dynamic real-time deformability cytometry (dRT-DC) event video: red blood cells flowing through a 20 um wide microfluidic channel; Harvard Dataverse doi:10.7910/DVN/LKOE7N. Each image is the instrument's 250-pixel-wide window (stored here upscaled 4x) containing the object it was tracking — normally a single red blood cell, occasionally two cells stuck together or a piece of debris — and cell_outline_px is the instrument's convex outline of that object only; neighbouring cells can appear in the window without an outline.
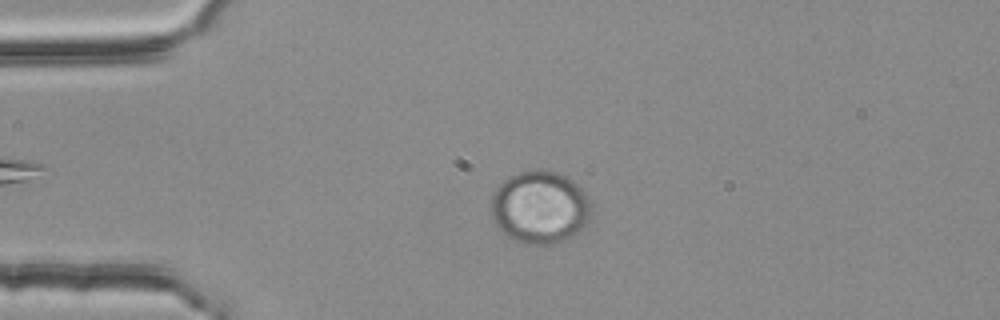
{"species": "common noctule bat (a hibernating species)", "species_latin": "Nyctalus noctula", "temperature_condition": "room temperature", "stored_images_in_passage": 49, "camera_frame_rate_fps": 3000, "um_per_image_px": 0.085, "animal": {"sex": "female", "body_mass_g": 25.1}, "frame": {"image": 1, "passage_image": 13, "time_ms": 4.0, "image_size_px": [1000, 320], "cell_outline_px": [[588, 216], [580, 232], [564, 240], [552, 244], [524, 244], [512, 240], [492, 220], [492, 196], [500, 184], [504, 180], [520, 172], [540, 168], [556, 172], [572, 180], [584, 192], [588, 200]], "centroid_in_image_um": [45.86, 17.62], "position_along_channel_um": 39.1, "area_um2": 41.85}}
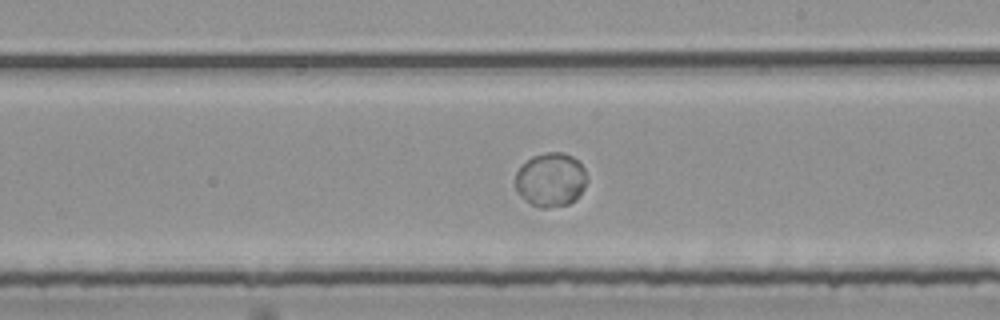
{"frame": {"image": 2, "passage_image": 32, "time_ms": 10.333, "image_size_px": [1000, 320], "cell_outline_px": [[588, 180], [580, 196], [576, 200], [568, 204], [544, 208], [540, 208], [524, 200], [516, 192], [516, 172], [532, 156], [548, 152], [564, 152], [580, 160], [584, 168]], "centroid_in_image_um": [46.85, 15.28], "position_along_channel_um": 242.2, "area_um2": 22.77}}
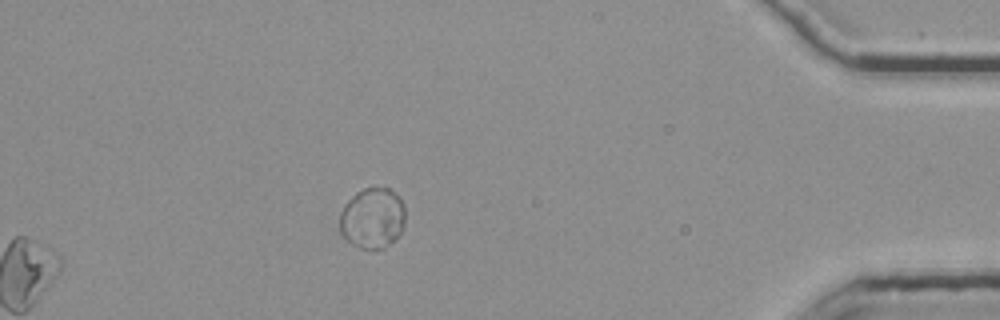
{"frame": {"image": 3, "passage_image": 49, "time_ms": 16.0, "image_size_px": [1000, 320], "cell_outline_px": [[404, 224], [396, 240], [384, 248], [360, 248], [352, 244], [340, 232], [340, 212], [344, 204], [356, 192], [364, 188], [388, 188], [396, 192], [404, 204]], "centroid_in_image_um": [31.66, 18.53], "position_along_channel_um": 403.5, "area_um2": 23.24}, "authors_computed_cell_mechanics": {"area_um2": 25.4898, "velocity_mm_per_s": 3.6905, "shape_relaxation_time_tau1_ms": 3.0605, "shape_relaxation_time_tau2_ms": null, "deformation_change_tau1": 0.0413, "deformation_change_tau2": null}}